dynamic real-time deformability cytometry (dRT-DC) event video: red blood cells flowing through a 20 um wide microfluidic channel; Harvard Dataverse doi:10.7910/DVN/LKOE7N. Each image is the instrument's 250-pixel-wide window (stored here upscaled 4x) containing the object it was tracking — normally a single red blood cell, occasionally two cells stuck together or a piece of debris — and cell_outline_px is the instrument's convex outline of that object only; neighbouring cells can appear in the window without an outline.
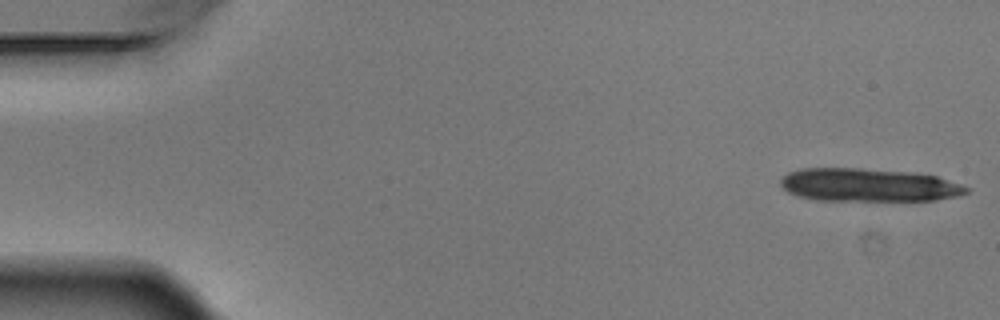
{"species": "Egyptian fruit bat (a non-hibernating species)", "species_latin": "Rousettus aegyptiacus", "temperature_condition": "warm", "stored_images_in_passage": 6, "camera_frame_rate_fps": 3000, "um_per_image_px": 0.085, "animal": {"sex": "male"}, "frame": {"image": 1, "passage_image": 1, "time_ms": 0.0, "image_size_px": [1000, 320], "cell_outline_px": [[972, 188], [968, 192], [956, 196], [936, 200], [816, 200], [796, 196], [788, 192], [780, 184], [780, 180], [788, 172], [800, 168], [860, 168], [912, 172], [936, 176]], "centroid_in_image_um": [73.8, 15.72], "position_along_channel_um": 11.2, "area_um2": 35.89}}
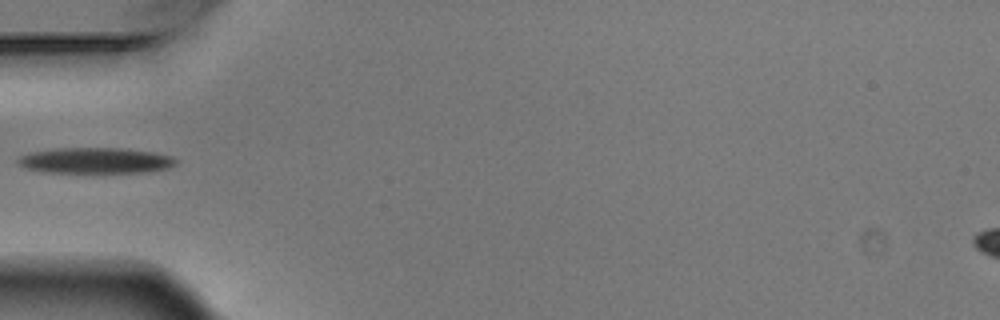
{"frame": {"image": 2, "passage_image": 5, "time_ms": 1.333, "image_size_px": [1000, 320], "cell_outline_px": [[180, 160], [176, 164], [168, 168], [148, 172], [44, 172], [24, 168], [16, 160], [20, 156], [28, 152], [60, 148], [120, 148], [152, 152], [172, 156]], "centroid_in_image_um": [8.13, 13.64], "position_along_channel_um": 76.9, "area_um2": 23.76}}
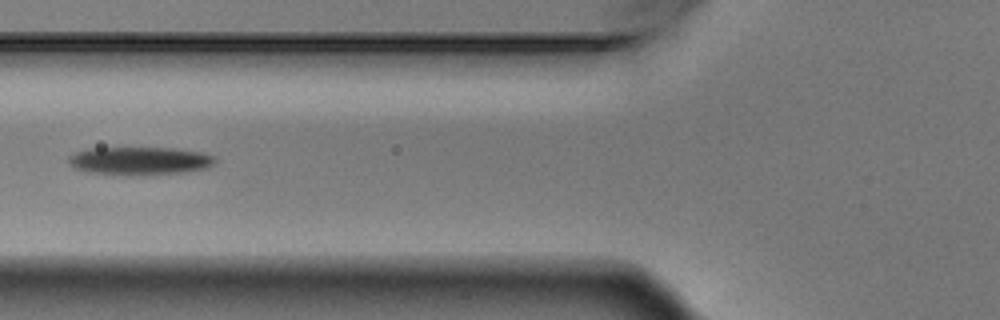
{"frame": {"image": 3, "passage_image": 6, "time_ms": 1.667, "image_size_px": [1000, 320], "cell_outline_px": [[216, 160], [208, 168], [184, 172], [92, 172], [76, 168], [68, 160], [68, 156], [76, 152], [88, 148], [172, 148], [200, 152], [216, 156]], "centroid_in_image_um": [11.93, 13.61], "position_along_channel_um": 113.9, "area_um2": 22.54}}